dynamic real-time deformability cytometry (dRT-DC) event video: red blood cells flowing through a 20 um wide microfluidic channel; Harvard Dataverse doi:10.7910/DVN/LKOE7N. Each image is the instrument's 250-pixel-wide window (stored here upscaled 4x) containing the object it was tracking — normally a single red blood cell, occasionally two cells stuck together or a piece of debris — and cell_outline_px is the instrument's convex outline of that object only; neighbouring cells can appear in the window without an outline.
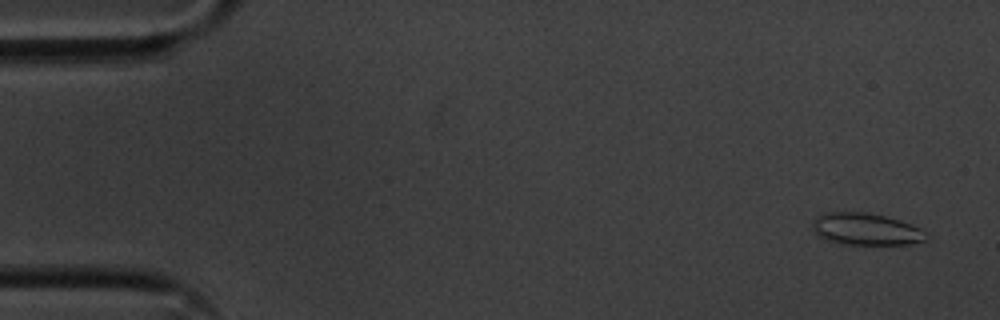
{"species": "common noctule bat (a hibernating species)", "species_latin": "Nyctalus noctula", "temperature_condition": "cold", "stored_images_in_passage": 45, "camera_frame_rate_fps": 3000, "um_per_image_px": 0.085, "animal": {"sex": "male", "body_mass_g": 20.1, "forearm_length_mm": 53.5}, "frame": {"image": 1, "passage_image": 3, "time_ms": 0.667, "image_size_px": [1000, 320], "cell_outline_px": [[924, 240], [912, 244], [840, 244], [816, 236], [812, 228], [812, 220], [816, 216], [824, 212], [868, 212], [900, 220], [920, 228], [924, 232]], "centroid_in_image_um": [73.51, 19.47], "position_along_channel_um": 11.5, "area_um2": 21.21}}
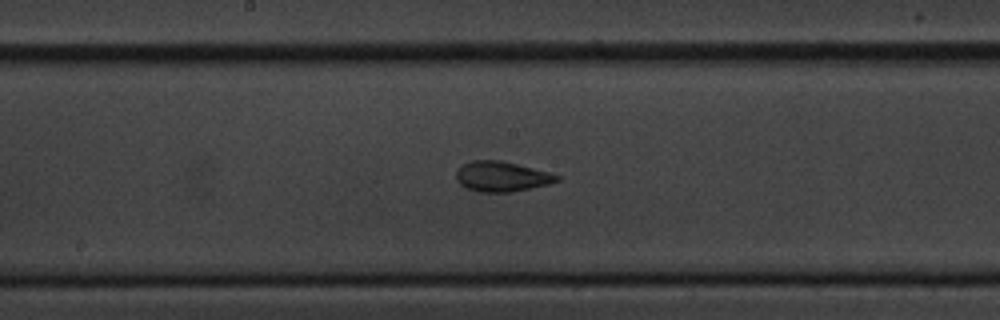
{"frame": {"image": 2, "passage_image": 29, "time_ms": 9.333, "image_size_px": [1000, 320], "cell_outline_px": [[560, 180], [548, 184], [508, 192], [480, 192], [468, 188], [460, 184], [456, 180], [456, 172], [464, 164], [472, 160], [500, 160], [548, 172], [560, 176]], "centroid_in_image_um": [42.62, 15.0], "position_along_channel_um": 205.6, "area_um2": 17.34}}
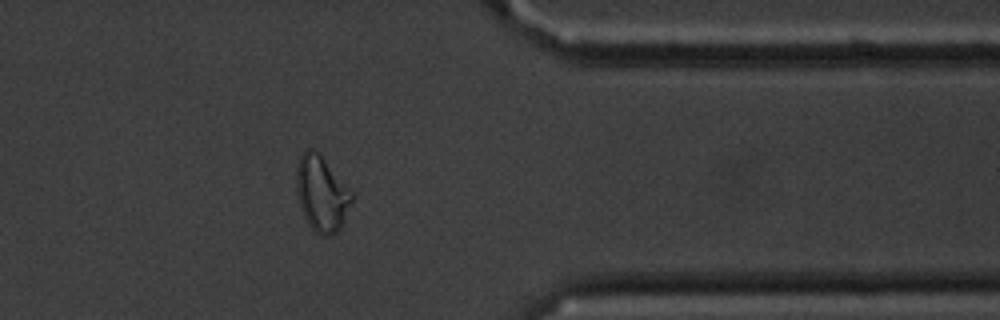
{"frame": {"image": 3, "passage_image": 45, "time_ms": 14.667, "image_size_px": [1000, 320], "cell_outline_px": [[352, 200], [340, 228], [336, 232], [324, 236], [316, 232], [308, 224], [304, 216], [300, 204], [296, 188], [296, 168], [300, 156], [308, 148], [312, 148], [324, 160], [352, 192]], "centroid_in_image_um": [27.31, 16.47], "position_along_channel_um": 384.1, "area_um2": 23.58}, "authors_computed_cell_mechanics": {"area_um2": 18.0336, "velocity_mm_per_s": 3.6011, "shape_relaxation_time_tau1_ms": 9.2134, "shape_relaxation_time_tau2_ms": 1.9023, "deformation_change_tau1": 0.1899, "deformation_change_tau2": 0.0873}}